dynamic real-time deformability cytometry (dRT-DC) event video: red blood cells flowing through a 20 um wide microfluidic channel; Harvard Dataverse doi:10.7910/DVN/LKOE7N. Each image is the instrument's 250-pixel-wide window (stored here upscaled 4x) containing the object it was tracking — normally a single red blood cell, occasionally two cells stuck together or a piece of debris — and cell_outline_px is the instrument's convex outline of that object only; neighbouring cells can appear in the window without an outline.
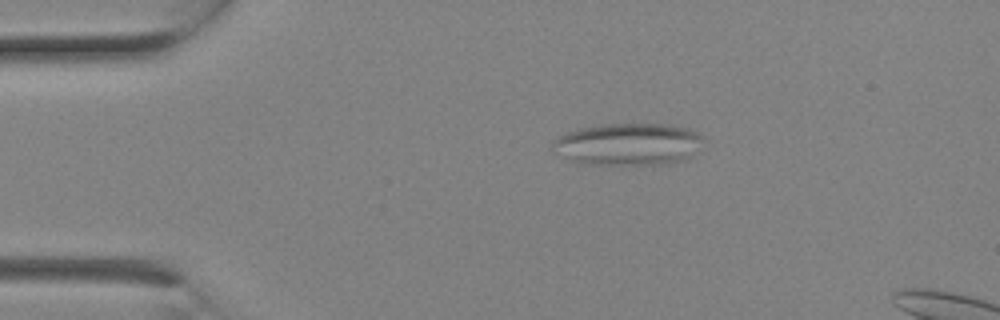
{"species": "Egyptian fruit bat (a non-hibernating species)", "species_latin": "Rousettus aegyptiacus", "temperature_condition": "room temperature", "stored_images_in_passage": 3, "camera_frame_rate_fps": 3000, "um_per_image_px": 0.085, "animal": {"sex": "female"}, "frame": {"image": 1, "passage_image": 3, "time_ms": 0.667, "image_size_px": [1000, 320], "cell_outline_px": [[704, 140], [688, 160], [664, 164], [588, 164], [572, 160], [552, 152], [552, 140], [556, 136], [580, 128], [604, 124], [668, 124], [688, 128], [704, 136]], "centroid_in_image_um": [53.4, 12.25], "position_along_channel_um": 31.6, "area_um2": 37.22}}